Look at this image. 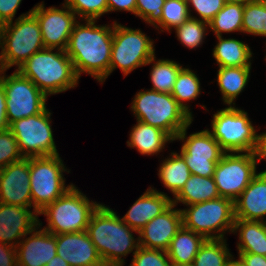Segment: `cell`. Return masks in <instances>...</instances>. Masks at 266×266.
<instances>
[{
  "mask_svg": "<svg viewBox=\"0 0 266 266\" xmlns=\"http://www.w3.org/2000/svg\"><path fill=\"white\" fill-rule=\"evenodd\" d=\"M206 239L183 226L176 233L167 249L172 264H193L199 248Z\"/></svg>",
  "mask_w": 266,
  "mask_h": 266,
  "instance_id": "484cf974",
  "label": "cell"
},
{
  "mask_svg": "<svg viewBox=\"0 0 266 266\" xmlns=\"http://www.w3.org/2000/svg\"><path fill=\"white\" fill-rule=\"evenodd\" d=\"M211 127L210 133L226 153L256 151L258 133L244 110L229 106L217 111Z\"/></svg>",
  "mask_w": 266,
  "mask_h": 266,
  "instance_id": "ba28073f",
  "label": "cell"
},
{
  "mask_svg": "<svg viewBox=\"0 0 266 266\" xmlns=\"http://www.w3.org/2000/svg\"><path fill=\"white\" fill-rule=\"evenodd\" d=\"M188 11L191 17L190 6L200 16V21L209 23L215 15L224 7L225 0H188Z\"/></svg>",
  "mask_w": 266,
  "mask_h": 266,
  "instance_id": "60d3db41",
  "label": "cell"
},
{
  "mask_svg": "<svg viewBox=\"0 0 266 266\" xmlns=\"http://www.w3.org/2000/svg\"><path fill=\"white\" fill-rule=\"evenodd\" d=\"M152 39L140 29H132L114 21L109 75L116 68L127 76L134 69L145 66L155 55Z\"/></svg>",
  "mask_w": 266,
  "mask_h": 266,
  "instance_id": "30bf717a",
  "label": "cell"
},
{
  "mask_svg": "<svg viewBox=\"0 0 266 266\" xmlns=\"http://www.w3.org/2000/svg\"><path fill=\"white\" fill-rule=\"evenodd\" d=\"M172 204V199L163 192L149 187L122 217L124 223L139 232L153 218Z\"/></svg>",
  "mask_w": 266,
  "mask_h": 266,
  "instance_id": "44dd1931",
  "label": "cell"
},
{
  "mask_svg": "<svg viewBox=\"0 0 266 266\" xmlns=\"http://www.w3.org/2000/svg\"><path fill=\"white\" fill-rule=\"evenodd\" d=\"M244 5L225 3L224 7L209 22V27L217 36L222 33L241 32Z\"/></svg>",
  "mask_w": 266,
  "mask_h": 266,
  "instance_id": "d6a6232c",
  "label": "cell"
},
{
  "mask_svg": "<svg viewBox=\"0 0 266 266\" xmlns=\"http://www.w3.org/2000/svg\"><path fill=\"white\" fill-rule=\"evenodd\" d=\"M100 204L91 201L72 185L61 197L48 204L39 215H45L43 229L56 235L86 231L91 216Z\"/></svg>",
  "mask_w": 266,
  "mask_h": 266,
  "instance_id": "8992f818",
  "label": "cell"
},
{
  "mask_svg": "<svg viewBox=\"0 0 266 266\" xmlns=\"http://www.w3.org/2000/svg\"><path fill=\"white\" fill-rule=\"evenodd\" d=\"M44 48L16 70L31 80L47 97L76 87L79 77L65 50Z\"/></svg>",
  "mask_w": 266,
  "mask_h": 266,
  "instance_id": "3957f363",
  "label": "cell"
},
{
  "mask_svg": "<svg viewBox=\"0 0 266 266\" xmlns=\"http://www.w3.org/2000/svg\"><path fill=\"white\" fill-rule=\"evenodd\" d=\"M9 129L6 114V95L3 86L0 84V131Z\"/></svg>",
  "mask_w": 266,
  "mask_h": 266,
  "instance_id": "bcb514c9",
  "label": "cell"
},
{
  "mask_svg": "<svg viewBox=\"0 0 266 266\" xmlns=\"http://www.w3.org/2000/svg\"><path fill=\"white\" fill-rule=\"evenodd\" d=\"M190 17L187 2L166 0L162 8L161 21L155 28L166 30L170 33V29L175 28L184 23Z\"/></svg>",
  "mask_w": 266,
  "mask_h": 266,
  "instance_id": "d590c367",
  "label": "cell"
},
{
  "mask_svg": "<svg viewBox=\"0 0 266 266\" xmlns=\"http://www.w3.org/2000/svg\"><path fill=\"white\" fill-rule=\"evenodd\" d=\"M235 219L265 221L266 172L257 173L234 201Z\"/></svg>",
  "mask_w": 266,
  "mask_h": 266,
  "instance_id": "7402d4cb",
  "label": "cell"
},
{
  "mask_svg": "<svg viewBox=\"0 0 266 266\" xmlns=\"http://www.w3.org/2000/svg\"><path fill=\"white\" fill-rule=\"evenodd\" d=\"M182 209L183 227L205 239H224L225 231L232 232L235 223L234 201L219 197Z\"/></svg>",
  "mask_w": 266,
  "mask_h": 266,
  "instance_id": "52a82bcc",
  "label": "cell"
},
{
  "mask_svg": "<svg viewBox=\"0 0 266 266\" xmlns=\"http://www.w3.org/2000/svg\"><path fill=\"white\" fill-rule=\"evenodd\" d=\"M251 66L219 67L217 82L225 104L235 105L234 100L248 83Z\"/></svg>",
  "mask_w": 266,
  "mask_h": 266,
  "instance_id": "83f0119b",
  "label": "cell"
},
{
  "mask_svg": "<svg viewBox=\"0 0 266 266\" xmlns=\"http://www.w3.org/2000/svg\"><path fill=\"white\" fill-rule=\"evenodd\" d=\"M85 21V24H75L65 52L79 78L87 73L103 83L109 76L114 23L111 27L96 25V20Z\"/></svg>",
  "mask_w": 266,
  "mask_h": 266,
  "instance_id": "6da1fadb",
  "label": "cell"
},
{
  "mask_svg": "<svg viewBox=\"0 0 266 266\" xmlns=\"http://www.w3.org/2000/svg\"><path fill=\"white\" fill-rule=\"evenodd\" d=\"M155 55L149 60L148 64H152V70L150 72L151 82L153 84L151 90L162 92V93H172L174 84L176 82L177 75L179 71L183 68L176 61H171L169 59H155Z\"/></svg>",
  "mask_w": 266,
  "mask_h": 266,
  "instance_id": "f546056e",
  "label": "cell"
},
{
  "mask_svg": "<svg viewBox=\"0 0 266 266\" xmlns=\"http://www.w3.org/2000/svg\"><path fill=\"white\" fill-rule=\"evenodd\" d=\"M37 230L17 245V266H44L57 255L56 236L44 229Z\"/></svg>",
  "mask_w": 266,
  "mask_h": 266,
  "instance_id": "ffe728a7",
  "label": "cell"
},
{
  "mask_svg": "<svg viewBox=\"0 0 266 266\" xmlns=\"http://www.w3.org/2000/svg\"><path fill=\"white\" fill-rule=\"evenodd\" d=\"M174 206L172 203L138 232L140 247L167 251L171 240L183 226L181 209H174Z\"/></svg>",
  "mask_w": 266,
  "mask_h": 266,
  "instance_id": "e0dca14e",
  "label": "cell"
},
{
  "mask_svg": "<svg viewBox=\"0 0 266 266\" xmlns=\"http://www.w3.org/2000/svg\"><path fill=\"white\" fill-rule=\"evenodd\" d=\"M257 161L262 159L266 160V132L262 134H258V144L255 151ZM262 172H266L262 171Z\"/></svg>",
  "mask_w": 266,
  "mask_h": 266,
  "instance_id": "7dc6e473",
  "label": "cell"
},
{
  "mask_svg": "<svg viewBox=\"0 0 266 266\" xmlns=\"http://www.w3.org/2000/svg\"><path fill=\"white\" fill-rule=\"evenodd\" d=\"M217 187L212 177L193 175L189 177L182 189L174 196L172 203L193 205L219 198Z\"/></svg>",
  "mask_w": 266,
  "mask_h": 266,
  "instance_id": "d4e9b609",
  "label": "cell"
},
{
  "mask_svg": "<svg viewBox=\"0 0 266 266\" xmlns=\"http://www.w3.org/2000/svg\"><path fill=\"white\" fill-rule=\"evenodd\" d=\"M238 261L242 266H266V256L253 253H239Z\"/></svg>",
  "mask_w": 266,
  "mask_h": 266,
  "instance_id": "f6af8a7d",
  "label": "cell"
},
{
  "mask_svg": "<svg viewBox=\"0 0 266 266\" xmlns=\"http://www.w3.org/2000/svg\"><path fill=\"white\" fill-rule=\"evenodd\" d=\"M62 9L44 7L43 2L32 8L37 18L45 48L65 50L76 21V14L65 4Z\"/></svg>",
  "mask_w": 266,
  "mask_h": 266,
  "instance_id": "9a60e30c",
  "label": "cell"
},
{
  "mask_svg": "<svg viewBox=\"0 0 266 266\" xmlns=\"http://www.w3.org/2000/svg\"><path fill=\"white\" fill-rule=\"evenodd\" d=\"M176 1L188 2V0H176Z\"/></svg>",
  "mask_w": 266,
  "mask_h": 266,
  "instance_id": "db71d44e",
  "label": "cell"
},
{
  "mask_svg": "<svg viewBox=\"0 0 266 266\" xmlns=\"http://www.w3.org/2000/svg\"><path fill=\"white\" fill-rule=\"evenodd\" d=\"M0 84L6 95V114L9 125L22 118L42 113L46 109L47 96L17 70L3 75Z\"/></svg>",
  "mask_w": 266,
  "mask_h": 266,
  "instance_id": "4fadbf2b",
  "label": "cell"
},
{
  "mask_svg": "<svg viewBox=\"0 0 266 266\" xmlns=\"http://www.w3.org/2000/svg\"><path fill=\"white\" fill-rule=\"evenodd\" d=\"M166 0H136L135 15L145 23L156 26L162 17V8Z\"/></svg>",
  "mask_w": 266,
  "mask_h": 266,
  "instance_id": "ab89813d",
  "label": "cell"
},
{
  "mask_svg": "<svg viewBox=\"0 0 266 266\" xmlns=\"http://www.w3.org/2000/svg\"><path fill=\"white\" fill-rule=\"evenodd\" d=\"M0 266H17V250L0 242Z\"/></svg>",
  "mask_w": 266,
  "mask_h": 266,
  "instance_id": "7bdbcfd3",
  "label": "cell"
},
{
  "mask_svg": "<svg viewBox=\"0 0 266 266\" xmlns=\"http://www.w3.org/2000/svg\"><path fill=\"white\" fill-rule=\"evenodd\" d=\"M127 146L136 148L142 155H154L160 153L167 142L174 141L165 131L137 120L133 126Z\"/></svg>",
  "mask_w": 266,
  "mask_h": 266,
  "instance_id": "603a6c76",
  "label": "cell"
},
{
  "mask_svg": "<svg viewBox=\"0 0 266 266\" xmlns=\"http://www.w3.org/2000/svg\"><path fill=\"white\" fill-rule=\"evenodd\" d=\"M29 171L32 207L38 213L73 185L65 186L67 170L59 155L29 157Z\"/></svg>",
  "mask_w": 266,
  "mask_h": 266,
  "instance_id": "9c48e42d",
  "label": "cell"
},
{
  "mask_svg": "<svg viewBox=\"0 0 266 266\" xmlns=\"http://www.w3.org/2000/svg\"><path fill=\"white\" fill-rule=\"evenodd\" d=\"M228 266H242V264L238 260H232Z\"/></svg>",
  "mask_w": 266,
  "mask_h": 266,
  "instance_id": "816d5d0a",
  "label": "cell"
},
{
  "mask_svg": "<svg viewBox=\"0 0 266 266\" xmlns=\"http://www.w3.org/2000/svg\"><path fill=\"white\" fill-rule=\"evenodd\" d=\"M167 252L163 250L138 247L133 252L132 263L129 266H172Z\"/></svg>",
  "mask_w": 266,
  "mask_h": 266,
  "instance_id": "f35d334b",
  "label": "cell"
},
{
  "mask_svg": "<svg viewBox=\"0 0 266 266\" xmlns=\"http://www.w3.org/2000/svg\"><path fill=\"white\" fill-rule=\"evenodd\" d=\"M242 32L266 37V4L255 0L244 5Z\"/></svg>",
  "mask_w": 266,
  "mask_h": 266,
  "instance_id": "836d02e7",
  "label": "cell"
},
{
  "mask_svg": "<svg viewBox=\"0 0 266 266\" xmlns=\"http://www.w3.org/2000/svg\"><path fill=\"white\" fill-rule=\"evenodd\" d=\"M108 12L128 11L135 15L136 0H107Z\"/></svg>",
  "mask_w": 266,
  "mask_h": 266,
  "instance_id": "ee69618b",
  "label": "cell"
},
{
  "mask_svg": "<svg viewBox=\"0 0 266 266\" xmlns=\"http://www.w3.org/2000/svg\"><path fill=\"white\" fill-rule=\"evenodd\" d=\"M22 0H0V25L13 21Z\"/></svg>",
  "mask_w": 266,
  "mask_h": 266,
  "instance_id": "b9f144b4",
  "label": "cell"
},
{
  "mask_svg": "<svg viewBox=\"0 0 266 266\" xmlns=\"http://www.w3.org/2000/svg\"><path fill=\"white\" fill-rule=\"evenodd\" d=\"M38 215L36 210L0 202V242L16 248L19 239L42 226Z\"/></svg>",
  "mask_w": 266,
  "mask_h": 266,
  "instance_id": "ac0fdd59",
  "label": "cell"
},
{
  "mask_svg": "<svg viewBox=\"0 0 266 266\" xmlns=\"http://www.w3.org/2000/svg\"><path fill=\"white\" fill-rule=\"evenodd\" d=\"M136 120L162 129L173 140L192 123L191 117L170 93L154 90L136 93L131 104Z\"/></svg>",
  "mask_w": 266,
  "mask_h": 266,
  "instance_id": "277c9868",
  "label": "cell"
},
{
  "mask_svg": "<svg viewBox=\"0 0 266 266\" xmlns=\"http://www.w3.org/2000/svg\"><path fill=\"white\" fill-rule=\"evenodd\" d=\"M86 232L105 266H124V257L139 247L138 233L123 222L112 209L100 204L91 216ZM137 240V242H136Z\"/></svg>",
  "mask_w": 266,
  "mask_h": 266,
  "instance_id": "7a4b0ae2",
  "label": "cell"
},
{
  "mask_svg": "<svg viewBox=\"0 0 266 266\" xmlns=\"http://www.w3.org/2000/svg\"><path fill=\"white\" fill-rule=\"evenodd\" d=\"M0 48H1V45H0ZM6 71L5 67H4V64H3V61H2V57H1V52H0V81L3 77L2 74H4Z\"/></svg>",
  "mask_w": 266,
  "mask_h": 266,
  "instance_id": "f907efd6",
  "label": "cell"
},
{
  "mask_svg": "<svg viewBox=\"0 0 266 266\" xmlns=\"http://www.w3.org/2000/svg\"><path fill=\"white\" fill-rule=\"evenodd\" d=\"M51 114L46 108L40 114L19 119L9 125L24 158L59 155L50 125Z\"/></svg>",
  "mask_w": 266,
  "mask_h": 266,
  "instance_id": "8fae6325",
  "label": "cell"
},
{
  "mask_svg": "<svg viewBox=\"0 0 266 266\" xmlns=\"http://www.w3.org/2000/svg\"><path fill=\"white\" fill-rule=\"evenodd\" d=\"M239 231L238 253L266 256V222L235 219L232 233Z\"/></svg>",
  "mask_w": 266,
  "mask_h": 266,
  "instance_id": "cb8c5ba5",
  "label": "cell"
},
{
  "mask_svg": "<svg viewBox=\"0 0 266 266\" xmlns=\"http://www.w3.org/2000/svg\"><path fill=\"white\" fill-rule=\"evenodd\" d=\"M200 92V81L197 75L189 68L183 67L177 75L171 95L191 117L192 112H190L189 106L184 104V102L197 99Z\"/></svg>",
  "mask_w": 266,
  "mask_h": 266,
  "instance_id": "1f68e13d",
  "label": "cell"
},
{
  "mask_svg": "<svg viewBox=\"0 0 266 266\" xmlns=\"http://www.w3.org/2000/svg\"><path fill=\"white\" fill-rule=\"evenodd\" d=\"M22 159L24 157L12 132L9 129L0 131V169Z\"/></svg>",
  "mask_w": 266,
  "mask_h": 266,
  "instance_id": "74e56055",
  "label": "cell"
},
{
  "mask_svg": "<svg viewBox=\"0 0 266 266\" xmlns=\"http://www.w3.org/2000/svg\"><path fill=\"white\" fill-rule=\"evenodd\" d=\"M257 163L255 152L225 153L213 175L219 196L235 201L257 175Z\"/></svg>",
  "mask_w": 266,
  "mask_h": 266,
  "instance_id": "7c38bea8",
  "label": "cell"
},
{
  "mask_svg": "<svg viewBox=\"0 0 266 266\" xmlns=\"http://www.w3.org/2000/svg\"><path fill=\"white\" fill-rule=\"evenodd\" d=\"M189 126L190 124L183 128L175 138V140L179 139L184 142L180 154L185 159L191 174L212 177L216 164L226 152L208 129L192 133L187 137Z\"/></svg>",
  "mask_w": 266,
  "mask_h": 266,
  "instance_id": "5bb4252c",
  "label": "cell"
},
{
  "mask_svg": "<svg viewBox=\"0 0 266 266\" xmlns=\"http://www.w3.org/2000/svg\"><path fill=\"white\" fill-rule=\"evenodd\" d=\"M217 39L213 57L219 67L251 66L253 53L247 44L233 38L224 39L222 36H217Z\"/></svg>",
  "mask_w": 266,
  "mask_h": 266,
  "instance_id": "4316f807",
  "label": "cell"
},
{
  "mask_svg": "<svg viewBox=\"0 0 266 266\" xmlns=\"http://www.w3.org/2000/svg\"><path fill=\"white\" fill-rule=\"evenodd\" d=\"M209 23L200 21L198 18L191 16L184 23L175 27L177 39L185 47L194 49L203 43L207 33Z\"/></svg>",
  "mask_w": 266,
  "mask_h": 266,
  "instance_id": "e575fe53",
  "label": "cell"
},
{
  "mask_svg": "<svg viewBox=\"0 0 266 266\" xmlns=\"http://www.w3.org/2000/svg\"><path fill=\"white\" fill-rule=\"evenodd\" d=\"M65 4L84 21L96 20L108 13L107 0H65Z\"/></svg>",
  "mask_w": 266,
  "mask_h": 266,
  "instance_id": "8d00e7d4",
  "label": "cell"
},
{
  "mask_svg": "<svg viewBox=\"0 0 266 266\" xmlns=\"http://www.w3.org/2000/svg\"><path fill=\"white\" fill-rule=\"evenodd\" d=\"M163 185L175 196L191 176L185 159L181 154L172 152L159 168L158 173Z\"/></svg>",
  "mask_w": 266,
  "mask_h": 266,
  "instance_id": "f1b7e54d",
  "label": "cell"
},
{
  "mask_svg": "<svg viewBox=\"0 0 266 266\" xmlns=\"http://www.w3.org/2000/svg\"><path fill=\"white\" fill-rule=\"evenodd\" d=\"M56 253L70 266H105L86 231L56 234Z\"/></svg>",
  "mask_w": 266,
  "mask_h": 266,
  "instance_id": "d6986e66",
  "label": "cell"
},
{
  "mask_svg": "<svg viewBox=\"0 0 266 266\" xmlns=\"http://www.w3.org/2000/svg\"><path fill=\"white\" fill-rule=\"evenodd\" d=\"M253 1H255V0H225V3L246 5V4L253 2Z\"/></svg>",
  "mask_w": 266,
  "mask_h": 266,
  "instance_id": "681fc988",
  "label": "cell"
},
{
  "mask_svg": "<svg viewBox=\"0 0 266 266\" xmlns=\"http://www.w3.org/2000/svg\"><path fill=\"white\" fill-rule=\"evenodd\" d=\"M172 266H194L193 264H173Z\"/></svg>",
  "mask_w": 266,
  "mask_h": 266,
  "instance_id": "f5cc1de1",
  "label": "cell"
},
{
  "mask_svg": "<svg viewBox=\"0 0 266 266\" xmlns=\"http://www.w3.org/2000/svg\"><path fill=\"white\" fill-rule=\"evenodd\" d=\"M31 11L20 15L14 23L0 25L1 57L6 70L13 65L21 66L45 48L40 25Z\"/></svg>",
  "mask_w": 266,
  "mask_h": 266,
  "instance_id": "5b68a950",
  "label": "cell"
},
{
  "mask_svg": "<svg viewBox=\"0 0 266 266\" xmlns=\"http://www.w3.org/2000/svg\"><path fill=\"white\" fill-rule=\"evenodd\" d=\"M233 260L225 239H206L194 258V266H228Z\"/></svg>",
  "mask_w": 266,
  "mask_h": 266,
  "instance_id": "4dcf8cb0",
  "label": "cell"
},
{
  "mask_svg": "<svg viewBox=\"0 0 266 266\" xmlns=\"http://www.w3.org/2000/svg\"><path fill=\"white\" fill-rule=\"evenodd\" d=\"M44 266H70L63 258L56 255L53 257L47 265Z\"/></svg>",
  "mask_w": 266,
  "mask_h": 266,
  "instance_id": "c3c4849f",
  "label": "cell"
},
{
  "mask_svg": "<svg viewBox=\"0 0 266 266\" xmlns=\"http://www.w3.org/2000/svg\"><path fill=\"white\" fill-rule=\"evenodd\" d=\"M0 202L32 207L29 158L0 169Z\"/></svg>",
  "mask_w": 266,
  "mask_h": 266,
  "instance_id": "2e32d148",
  "label": "cell"
}]
</instances>
